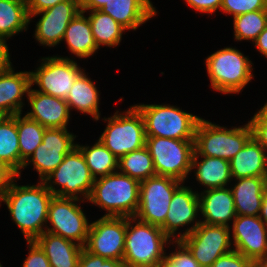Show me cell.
<instances>
[{"label":"cell","mask_w":267,"mask_h":267,"mask_svg":"<svg viewBox=\"0 0 267 267\" xmlns=\"http://www.w3.org/2000/svg\"><path fill=\"white\" fill-rule=\"evenodd\" d=\"M118 171L139 182L156 176L154 162L146 146L122 156L118 161Z\"/></svg>","instance_id":"33"},{"label":"cell","mask_w":267,"mask_h":267,"mask_svg":"<svg viewBox=\"0 0 267 267\" xmlns=\"http://www.w3.org/2000/svg\"><path fill=\"white\" fill-rule=\"evenodd\" d=\"M267 9V0H222L220 10L233 17L248 12Z\"/></svg>","instance_id":"36"},{"label":"cell","mask_w":267,"mask_h":267,"mask_svg":"<svg viewBox=\"0 0 267 267\" xmlns=\"http://www.w3.org/2000/svg\"><path fill=\"white\" fill-rule=\"evenodd\" d=\"M15 175L0 162V193L9 185Z\"/></svg>","instance_id":"46"},{"label":"cell","mask_w":267,"mask_h":267,"mask_svg":"<svg viewBox=\"0 0 267 267\" xmlns=\"http://www.w3.org/2000/svg\"><path fill=\"white\" fill-rule=\"evenodd\" d=\"M229 162L232 179L266 177L267 151L253 137Z\"/></svg>","instance_id":"25"},{"label":"cell","mask_w":267,"mask_h":267,"mask_svg":"<svg viewBox=\"0 0 267 267\" xmlns=\"http://www.w3.org/2000/svg\"><path fill=\"white\" fill-rule=\"evenodd\" d=\"M77 202L82 199L59 197L54 195L49 205L46 232L71 240L85 246L90 224Z\"/></svg>","instance_id":"11"},{"label":"cell","mask_w":267,"mask_h":267,"mask_svg":"<svg viewBox=\"0 0 267 267\" xmlns=\"http://www.w3.org/2000/svg\"><path fill=\"white\" fill-rule=\"evenodd\" d=\"M8 115L5 114L2 110H0V123L6 118Z\"/></svg>","instance_id":"51"},{"label":"cell","mask_w":267,"mask_h":267,"mask_svg":"<svg viewBox=\"0 0 267 267\" xmlns=\"http://www.w3.org/2000/svg\"><path fill=\"white\" fill-rule=\"evenodd\" d=\"M230 188L235 203L236 215L259 216L265 191V177L238 178Z\"/></svg>","instance_id":"23"},{"label":"cell","mask_w":267,"mask_h":267,"mask_svg":"<svg viewBox=\"0 0 267 267\" xmlns=\"http://www.w3.org/2000/svg\"><path fill=\"white\" fill-rule=\"evenodd\" d=\"M116 111L113 116L104 118L108 121L99 140L118 159L138 150L146 144L144 119L139 110L133 105L123 113Z\"/></svg>","instance_id":"7"},{"label":"cell","mask_w":267,"mask_h":267,"mask_svg":"<svg viewBox=\"0 0 267 267\" xmlns=\"http://www.w3.org/2000/svg\"><path fill=\"white\" fill-rule=\"evenodd\" d=\"M134 106L144 119L146 136L194 140L197 124L201 119L199 116L168 104Z\"/></svg>","instance_id":"6"},{"label":"cell","mask_w":267,"mask_h":267,"mask_svg":"<svg viewBox=\"0 0 267 267\" xmlns=\"http://www.w3.org/2000/svg\"><path fill=\"white\" fill-rule=\"evenodd\" d=\"M211 87L224 94H237L253 78L252 62L238 49L226 47L206 58Z\"/></svg>","instance_id":"4"},{"label":"cell","mask_w":267,"mask_h":267,"mask_svg":"<svg viewBox=\"0 0 267 267\" xmlns=\"http://www.w3.org/2000/svg\"><path fill=\"white\" fill-rule=\"evenodd\" d=\"M183 182L169 176H153L140 182L139 206L135 218L162 227L174 191Z\"/></svg>","instance_id":"12"},{"label":"cell","mask_w":267,"mask_h":267,"mask_svg":"<svg viewBox=\"0 0 267 267\" xmlns=\"http://www.w3.org/2000/svg\"><path fill=\"white\" fill-rule=\"evenodd\" d=\"M30 112L25 114L31 120L37 121L47 128H67L70 110L64 99L43 94L30 88L27 94Z\"/></svg>","instance_id":"18"},{"label":"cell","mask_w":267,"mask_h":267,"mask_svg":"<svg viewBox=\"0 0 267 267\" xmlns=\"http://www.w3.org/2000/svg\"><path fill=\"white\" fill-rule=\"evenodd\" d=\"M0 162L15 176L21 177L17 114L8 115L0 123Z\"/></svg>","instance_id":"28"},{"label":"cell","mask_w":267,"mask_h":267,"mask_svg":"<svg viewBox=\"0 0 267 267\" xmlns=\"http://www.w3.org/2000/svg\"><path fill=\"white\" fill-rule=\"evenodd\" d=\"M174 243L177 244L175 252L165 256L161 267H201L180 240H174Z\"/></svg>","instance_id":"37"},{"label":"cell","mask_w":267,"mask_h":267,"mask_svg":"<svg viewBox=\"0 0 267 267\" xmlns=\"http://www.w3.org/2000/svg\"><path fill=\"white\" fill-rule=\"evenodd\" d=\"M252 138L249 123L231 129L200 119L194 137V153L230 161Z\"/></svg>","instance_id":"5"},{"label":"cell","mask_w":267,"mask_h":267,"mask_svg":"<svg viewBox=\"0 0 267 267\" xmlns=\"http://www.w3.org/2000/svg\"><path fill=\"white\" fill-rule=\"evenodd\" d=\"M76 147L82 152L95 179L118 171L119 159L99 139L92 147L79 144Z\"/></svg>","instance_id":"32"},{"label":"cell","mask_w":267,"mask_h":267,"mask_svg":"<svg viewBox=\"0 0 267 267\" xmlns=\"http://www.w3.org/2000/svg\"><path fill=\"white\" fill-rule=\"evenodd\" d=\"M198 194L191 187L183 186V184L174 191L165 223L161 227L171 240L172 237L177 236L176 231L179 227L188 226L197 218V213L200 212Z\"/></svg>","instance_id":"19"},{"label":"cell","mask_w":267,"mask_h":267,"mask_svg":"<svg viewBox=\"0 0 267 267\" xmlns=\"http://www.w3.org/2000/svg\"><path fill=\"white\" fill-rule=\"evenodd\" d=\"M64 1H80V0H31L27 6V12L28 14L42 12Z\"/></svg>","instance_id":"43"},{"label":"cell","mask_w":267,"mask_h":267,"mask_svg":"<svg viewBox=\"0 0 267 267\" xmlns=\"http://www.w3.org/2000/svg\"><path fill=\"white\" fill-rule=\"evenodd\" d=\"M250 267H267V258L252 260Z\"/></svg>","instance_id":"49"},{"label":"cell","mask_w":267,"mask_h":267,"mask_svg":"<svg viewBox=\"0 0 267 267\" xmlns=\"http://www.w3.org/2000/svg\"><path fill=\"white\" fill-rule=\"evenodd\" d=\"M230 233V227L208 225L198 220L184 233L179 232L175 240L188 248L201 267H211L216 259L234 250Z\"/></svg>","instance_id":"8"},{"label":"cell","mask_w":267,"mask_h":267,"mask_svg":"<svg viewBox=\"0 0 267 267\" xmlns=\"http://www.w3.org/2000/svg\"><path fill=\"white\" fill-rule=\"evenodd\" d=\"M53 179V180H52ZM95 178L87 166L82 152L75 147L65 155L63 162L43 182L56 196L88 200ZM54 185L61 188H55Z\"/></svg>","instance_id":"9"},{"label":"cell","mask_w":267,"mask_h":267,"mask_svg":"<svg viewBox=\"0 0 267 267\" xmlns=\"http://www.w3.org/2000/svg\"><path fill=\"white\" fill-rule=\"evenodd\" d=\"M156 175L169 176L183 182L191 173L194 140H178L146 136V144Z\"/></svg>","instance_id":"10"},{"label":"cell","mask_w":267,"mask_h":267,"mask_svg":"<svg viewBox=\"0 0 267 267\" xmlns=\"http://www.w3.org/2000/svg\"><path fill=\"white\" fill-rule=\"evenodd\" d=\"M197 12L211 14L221 8L222 0H184Z\"/></svg>","instance_id":"42"},{"label":"cell","mask_w":267,"mask_h":267,"mask_svg":"<svg viewBox=\"0 0 267 267\" xmlns=\"http://www.w3.org/2000/svg\"><path fill=\"white\" fill-rule=\"evenodd\" d=\"M259 217L267 225V186L263 193V201Z\"/></svg>","instance_id":"48"},{"label":"cell","mask_w":267,"mask_h":267,"mask_svg":"<svg viewBox=\"0 0 267 267\" xmlns=\"http://www.w3.org/2000/svg\"><path fill=\"white\" fill-rule=\"evenodd\" d=\"M88 19L97 47L102 45L116 47L121 42L123 32L126 30L107 13L100 10L90 11Z\"/></svg>","instance_id":"30"},{"label":"cell","mask_w":267,"mask_h":267,"mask_svg":"<svg viewBox=\"0 0 267 267\" xmlns=\"http://www.w3.org/2000/svg\"><path fill=\"white\" fill-rule=\"evenodd\" d=\"M109 0H80V8L84 13L101 9Z\"/></svg>","instance_id":"45"},{"label":"cell","mask_w":267,"mask_h":267,"mask_svg":"<svg viewBox=\"0 0 267 267\" xmlns=\"http://www.w3.org/2000/svg\"><path fill=\"white\" fill-rule=\"evenodd\" d=\"M6 42L5 39L0 38V72L6 70L12 64Z\"/></svg>","instance_id":"44"},{"label":"cell","mask_w":267,"mask_h":267,"mask_svg":"<svg viewBox=\"0 0 267 267\" xmlns=\"http://www.w3.org/2000/svg\"><path fill=\"white\" fill-rule=\"evenodd\" d=\"M82 70L68 57L42 58L37 70L30 71L31 86L36 84L39 89L35 91L66 100Z\"/></svg>","instance_id":"13"},{"label":"cell","mask_w":267,"mask_h":267,"mask_svg":"<svg viewBox=\"0 0 267 267\" xmlns=\"http://www.w3.org/2000/svg\"><path fill=\"white\" fill-rule=\"evenodd\" d=\"M232 224L235 251L250 260L267 258V225L259 216L237 215Z\"/></svg>","instance_id":"17"},{"label":"cell","mask_w":267,"mask_h":267,"mask_svg":"<svg viewBox=\"0 0 267 267\" xmlns=\"http://www.w3.org/2000/svg\"><path fill=\"white\" fill-rule=\"evenodd\" d=\"M252 137L267 151V102L248 121Z\"/></svg>","instance_id":"38"},{"label":"cell","mask_w":267,"mask_h":267,"mask_svg":"<svg viewBox=\"0 0 267 267\" xmlns=\"http://www.w3.org/2000/svg\"><path fill=\"white\" fill-rule=\"evenodd\" d=\"M132 221L136 222L135 226L131 224ZM171 243L174 241L161 227L137 220L135 217H127L124 265L161 267L166 256L164 246Z\"/></svg>","instance_id":"3"},{"label":"cell","mask_w":267,"mask_h":267,"mask_svg":"<svg viewBox=\"0 0 267 267\" xmlns=\"http://www.w3.org/2000/svg\"><path fill=\"white\" fill-rule=\"evenodd\" d=\"M67 130V128L45 129L42 143L22 168L33 163V168L38 172L40 181L45 180L63 162L65 155L77 145L74 143L76 135L74 136Z\"/></svg>","instance_id":"15"},{"label":"cell","mask_w":267,"mask_h":267,"mask_svg":"<svg viewBox=\"0 0 267 267\" xmlns=\"http://www.w3.org/2000/svg\"><path fill=\"white\" fill-rule=\"evenodd\" d=\"M265 179H266V185H267V162H266V177H265Z\"/></svg>","instance_id":"53"},{"label":"cell","mask_w":267,"mask_h":267,"mask_svg":"<svg viewBox=\"0 0 267 267\" xmlns=\"http://www.w3.org/2000/svg\"><path fill=\"white\" fill-rule=\"evenodd\" d=\"M78 267H124L123 261L105 259L88 252L84 247L81 251Z\"/></svg>","instance_id":"39"},{"label":"cell","mask_w":267,"mask_h":267,"mask_svg":"<svg viewBox=\"0 0 267 267\" xmlns=\"http://www.w3.org/2000/svg\"><path fill=\"white\" fill-rule=\"evenodd\" d=\"M28 24L27 6L12 0H0V38L8 40L26 31Z\"/></svg>","instance_id":"31"},{"label":"cell","mask_w":267,"mask_h":267,"mask_svg":"<svg viewBox=\"0 0 267 267\" xmlns=\"http://www.w3.org/2000/svg\"><path fill=\"white\" fill-rule=\"evenodd\" d=\"M266 26L267 9L238 15L233 18L235 40H252L254 42Z\"/></svg>","instance_id":"35"},{"label":"cell","mask_w":267,"mask_h":267,"mask_svg":"<svg viewBox=\"0 0 267 267\" xmlns=\"http://www.w3.org/2000/svg\"><path fill=\"white\" fill-rule=\"evenodd\" d=\"M202 223L229 227L236 218L235 203L230 188H211L198 194Z\"/></svg>","instance_id":"20"},{"label":"cell","mask_w":267,"mask_h":267,"mask_svg":"<svg viewBox=\"0 0 267 267\" xmlns=\"http://www.w3.org/2000/svg\"><path fill=\"white\" fill-rule=\"evenodd\" d=\"M124 267H150V266H132V265H124Z\"/></svg>","instance_id":"52"},{"label":"cell","mask_w":267,"mask_h":267,"mask_svg":"<svg viewBox=\"0 0 267 267\" xmlns=\"http://www.w3.org/2000/svg\"><path fill=\"white\" fill-rule=\"evenodd\" d=\"M65 101L69 110L75 108L81 113L89 114L96 121L100 119L99 92L85 72L77 77Z\"/></svg>","instance_id":"29"},{"label":"cell","mask_w":267,"mask_h":267,"mask_svg":"<svg viewBox=\"0 0 267 267\" xmlns=\"http://www.w3.org/2000/svg\"><path fill=\"white\" fill-rule=\"evenodd\" d=\"M79 12L80 1H64L42 12L28 14L29 24L33 16L42 15L36 24L35 39L49 47L61 43L68 24Z\"/></svg>","instance_id":"16"},{"label":"cell","mask_w":267,"mask_h":267,"mask_svg":"<svg viewBox=\"0 0 267 267\" xmlns=\"http://www.w3.org/2000/svg\"><path fill=\"white\" fill-rule=\"evenodd\" d=\"M12 1H15V2H18V3H22L25 6H28V4L30 3L31 0H12Z\"/></svg>","instance_id":"50"},{"label":"cell","mask_w":267,"mask_h":267,"mask_svg":"<svg viewBox=\"0 0 267 267\" xmlns=\"http://www.w3.org/2000/svg\"><path fill=\"white\" fill-rule=\"evenodd\" d=\"M99 10L110 15L126 30H136L157 13L150 0H109Z\"/></svg>","instance_id":"22"},{"label":"cell","mask_w":267,"mask_h":267,"mask_svg":"<svg viewBox=\"0 0 267 267\" xmlns=\"http://www.w3.org/2000/svg\"><path fill=\"white\" fill-rule=\"evenodd\" d=\"M252 260L244 257L238 251L231 252L216 259L211 267H250Z\"/></svg>","instance_id":"41"},{"label":"cell","mask_w":267,"mask_h":267,"mask_svg":"<svg viewBox=\"0 0 267 267\" xmlns=\"http://www.w3.org/2000/svg\"><path fill=\"white\" fill-rule=\"evenodd\" d=\"M127 217L102 216L90 223L84 248L105 259L123 261Z\"/></svg>","instance_id":"14"},{"label":"cell","mask_w":267,"mask_h":267,"mask_svg":"<svg viewBox=\"0 0 267 267\" xmlns=\"http://www.w3.org/2000/svg\"><path fill=\"white\" fill-rule=\"evenodd\" d=\"M139 193L140 182L117 171L96 178L87 201L107 211L104 216L134 217Z\"/></svg>","instance_id":"2"},{"label":"cell","mask_w":267,"mask_h":267,"mask_svg":"<svg viewBox=\"0 0 267 267\" xmlns=\"http://www.w3.org/2000/svg\"><path fill=\"white\" fill-rule=\"evenodd\" d=\"M34 241L44 251L51 267H78L83 246L46 231Z\"/></svg>","instance_id":"24"},{"label":"cell","mask_w":267,"mask_h":267,"mask_svg":"<svg viewBox=\"0 0 267 267\" xmlns=\"http://www.w3.org/2000/svg\"><path fill=\"white\" fill-rule=\"evenodd\" d=\"M203 158V159H202ZM198 156L194 153L192 157L191 170L195 168L197 181L206 189L223 188L232 181L230 162L218 157ZM231 180V181H230Z\"/></svg>","instance_id":"27"},{"label":"cell","mask_w":267,"mask_h":267,"mask_svg":"<svg viewBox=\"0 0 267 267\" xmlns=\"http://www.w3.org/2000/svg\"><path fill=\"white\" fill-rule=\"evenodd\" d=\"M31 87L30 71L16 73L11 64L0 72V110L7 115L22 114V98Z\"/></svg>","instance_id":"21"},{"label":"cell","mask_w":267,"mask_h":267,"mask_svg":"<svg viewBox=\"0 0 267 267\" xmlns=\"http://www.w3.org/2000/svg\"><path fill=\"white\" fill-rule=\"evenodd\" d=\"M17 129L21 156V169L35 149L42 143L45 127L37 121L17 114Z\"/></svg>","instance_id":"34"},{"label":"cell","mask_w":267,"mask_h":267,"mask_svg":"<svg viewBox=\"0 0 267 267\" xmlns=\"http://www.w3.org/2000/svg\"><path fill=\"white\" fill-rule=\"evenodd\" d=\"M257 50L267 58V26L266 28L258 35L257 39L253 42Z\"/></svg>","instance_id":"47"},{"label":"cell","mask_w":267,"mask_h":267,"mask_svg":"<svg viewBox=\"0 0 267 267\" xmlns=\"http://www.w3.org/2000/svg\"><path fill=\"white\" fill-rule=\"evenodd\" d=\"M14 176L0 193L12 220L21 229L26 241H34L46 229L50 202L54 196L43 181L37 185H17ZM45 227V228H43Z\"/></svg>","instance_id":"1"},{"label":"cell","mask_w":267,"mask_h":267,"mask_svg":"<svg viewBox=\"0 0 267 267\" xmlns=\"http://www.w3.org/2000/svg\"><path fill=\"white\" fill-rule=\"evenodd\" d=\"M30 250L23 267H51L47 256L35 241H27Z\"/></svg>","instance_id":"40"},{"label":"cell","mask_w":267,"mask_h":267,"mask_svg":"<svg viewBox=\"0 0 267 267\" xmlns=\"http://www.w3.org/2000/svg\"><path fill=\"white\" fill-rule=\"evenodd\" d=\"M65 40L69 51L79 58H88L96 52L97 47L88 17L79 12L68 24L62 41Z\"/></svg>","instance_id":"26"}]
</instances>
